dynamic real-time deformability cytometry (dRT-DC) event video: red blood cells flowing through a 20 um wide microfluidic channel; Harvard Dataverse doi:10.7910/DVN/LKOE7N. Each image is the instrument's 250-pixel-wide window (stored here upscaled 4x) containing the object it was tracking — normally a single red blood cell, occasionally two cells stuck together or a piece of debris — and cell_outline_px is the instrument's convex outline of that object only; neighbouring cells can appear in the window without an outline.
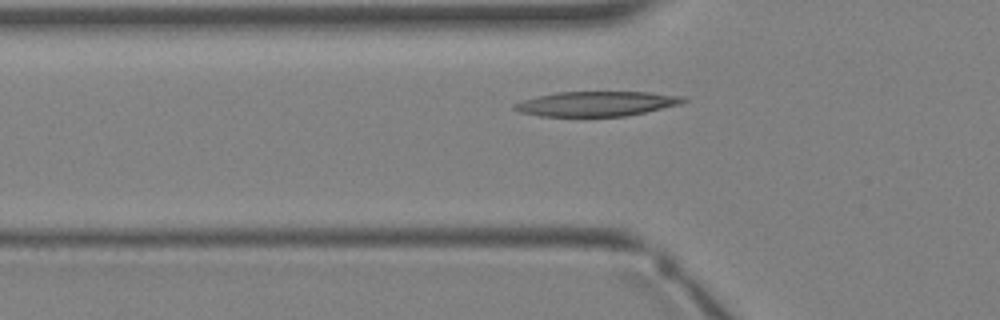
{"species": "Egyptian fruit bat (a non-hibernating species)", "species_latin": "Rousettus aegyptiacus", "temperature_condition": "warm", "stored_images_in_passage": 4, "camera_frame_rate_fps": 3000, "um_per_image_px": 0.085, "animal": {"sex": "female"}, "frame": {"image": 1, "passage_image": 4, "time_ms": 4.667, "image_size_px": [1000, 320], "cell_outline_px": [[688, 100], [680, 104], [644, 112], [624, 116], [540, 116], [520, 112], [512, 108], [512, 104], [536, 96], [556, 92], [648, 92], [684, 96]], "centroid_in_image_um": [50.68, 8.81], "position_along_channel_um": 75.1, "area_um2": 24.33}}